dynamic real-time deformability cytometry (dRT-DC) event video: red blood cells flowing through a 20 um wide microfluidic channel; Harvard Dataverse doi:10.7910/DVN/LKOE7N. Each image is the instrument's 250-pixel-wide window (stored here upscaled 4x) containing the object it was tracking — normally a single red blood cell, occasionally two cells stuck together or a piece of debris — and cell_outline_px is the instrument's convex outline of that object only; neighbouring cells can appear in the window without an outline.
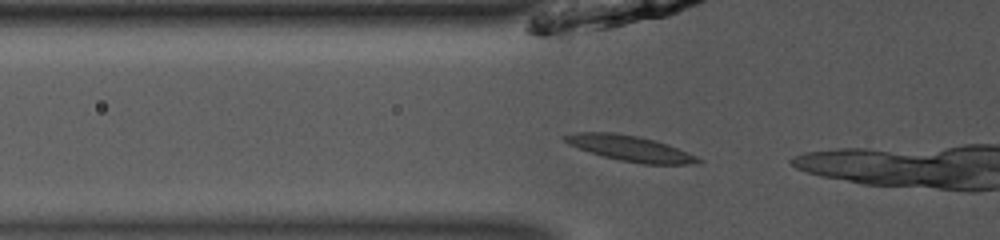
{"species": "common noctule bat (a hibernating species)", "species_latin": "Nyctalus noctula", "temperature_condition": "room temperature", "stored_images_in_passage": 6, "camera_frame_rate_fps": 3000, "um_per_image_px": 0.085, "animal": {"sex": "male", "body_mass_g": 13.0, "forearm_length_mm": 53.1}, "frame": {"image": 1, "passage_image": 4, "time_ms": 1.0, "image_size_px": [1000, 240], "cell_outline_px": [[704, 160], [700, 164], [644, 164], [620, 160], [604, 156], [568, 144], [560, 136], [576, 132], [616, 132], [656, 140], [668, 144], [696, 156]], "centroid_in_image_um": [53.59, 12.6], "position_along_channel_um": 72.2, "area_um2": 19.77}}